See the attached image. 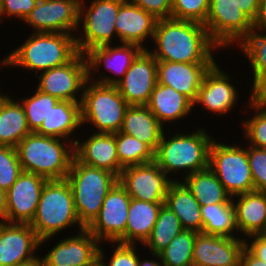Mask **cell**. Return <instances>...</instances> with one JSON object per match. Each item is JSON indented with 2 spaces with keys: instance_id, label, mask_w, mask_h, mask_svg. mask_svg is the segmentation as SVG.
I'll return each mask as SVG.
<instances>
[{
  "instance_id": "obj_15",
  "label": "cell",
  "mask_w": 266,
  "mask_h": 266,
  "mask_svg": "<svg viewBox=\"0 0 266 266\" xmlns=\"http://www.w3.org/2000/svg\"><path fill=\"white\" fill-rule=\"evenodd\" d=\"M79 4L80 0H39L24 24L29 25L32 32L76 35L79 25Z\"/></svg>"
},
{
  "instance_id": "obj_43",
  "label": "cell",
  "mask_w": 266,
  "mask_h": 266,
  "mask_svg": "<svg viewBox=\"0 0 266 266\" xmlns=\"http://www.w3.org/2000/svg\"><path fill=\"white\" fill-rule=\"evenodd\" d=\"M248 159L254 191H266V149L248 146Z\"/></svg>"
},
{
  "instance_id": "obj_11",
  "label": "cell",
  "mask_w": 266,
  "mask_h": 266,
  "mask_svg": "<svg viewBox=\"0 0 266 266\" xmlns=\"http://www.w3.org/2000/svg\"><path fill=\"white\" fill-rule=\"evenodd\" d=\"M116 43L97 46L85 53L88 63V79L90 81L116 86L124 77L133 60L143 50L137 44L118 43L117 41ZM101 66L106 69L104 72H99L102 70ZM106 71L109 73L108 75ZM95 73H99V76L97 77ZM111 73L112 75L110 76Z\"/></svg>"
},
{
  "instance_id": "obj_7",
  "label": "cell",
  "mask_w": 266,
  "mask_h": 266,
  "mask_svg": "<svg viewBox=\"0 0 266 266\" xmlns=\"http://www.w3.org/2000/svg\"><path fill=\"white\" fill-rule=\"evenodd\" d=\"M80 104L82 126L92 125L94 133L119 132L130 106L116 86L95 83L89 79L85 83Z\"/></svg>"
},
{
  "instance_id": "obj_3",
  "label": "cell",
  "mask_w": 266,
  "mask_h": 266,
  "mask_svg": "<svg viewBox=\"0 0 266 266\" xmlns=\"http://www.w3.org/2000/svg\"><path fill=\"white\" fill-rule=\"evenodd\" d=\"M27 37L18 48L3 56L5 67H20L37 76L39 72L67 64L79 53L72 34L32 32Z\"/></svg>"
},
{
  "instance_id": "obj_23",
  "label": "cell",
  "mask_w": 266,
  "mask_h": 266,
  "mask_svg": "<svg viewBox=\"0 0 266 266\" xmlns=\"http://www.w3.org/2000/svg\"><path fill=\"white\" fill-rule=\"evenodd\" d=\"M157 20L152 14L143 10L131 0H124L115 20L117 41L119 43L137 44L147 49L143 43L152 42Z\"/></svg>"
},
{
  "instance_id": "obj_52",
  "label": "cell",
  "mask_w": 266,
  "mask_h": 266,
  "mask_svg": "<svg viewBox=\"0 0 266 266\" xmlns=\"http://www.w3.org/2000/svg\"><path fill=\"white\" fill-rule=\"evenodd\" d=\"M16 266H45V262L43 257L36 256L33 259L23 262L22 264H18Z\"/></svg>"
},
{
  "instance_id": "obj_29",
  "label": "cell",
  "mask_w": 266,
  "mask_h": 266,
  "mask_svg": "<svg viewBox=\"0 0 266 266\" xmlns=\"http://www.w3.org/2000/svg\"><path fill=\"white\" fill-rule=\"evenodd\" d=\"M179 218L184 230L202 233L201 205L182 181H172L165 203Z\"/></svg>"
},
{
  "instance_id": "obj_6",
  "label": "cell",
  "mask_w": 266,
  "mask_h": 266,
  "mask_svg": "<svg viewBox=\"0 0 266 266\" xmlns=\"http://www.w3.org/2000/svg\"><path fill=\"white\" fill-rule=\"evenodd\" d=\"M66 180L73 193L79 222L86 229L97 217L118 177L107 170L80 163L74 157Z\"/></svg>"
},
{
  "instance_id": "obj_41",
  "label": "cell",
  "mask_w": 266,
  "mask_h": 266,
  "mask_svg": "<svg viewBox=\"0 0 266 266\" xmlns=\"http://www.w3.org/2000/svg\"><path fill=\"white\" fill-rule=\"evenodd\" d=\"M22 172L16 148L0 146V188L7 191Z\"/></svg>"
},
{
  "instance_id": "obj_47",
  "label": "cell",
  "mask_w": 266,
  "mask_h": 266,
  "mask_svg": "<svg viewBox=\"0 0 266 266\" xmlns=\"http://www.w3.org/2000/svg\"><path fill=\"white\" fill-rule=\"evenodd\" d=\"M249 91L251 100L266 103V71L253 82Z\"/></svg>"
},
{
  "instance_id": "obj_4",
  "label": "cell",
  "mask_w": 266,
  "mask_h": 266,
  "mask_svg": "<svg viewBox=\"0 0 266 266\" xmlns=\"http://www.w3.org/2000/svg\"><path fill=\"white\" fill-rule=\"evenodd\" d=\"M15 148L23 171L47 180L67 178L74 158V144L71 141L32 132Z\"/></svg>"
},
{
  "instance_id": "obj_44",
  "label": "cell",
  "mask_w": 266,
  "mask_h": 266,
  "mask_svg": "<svg viewBox=\"0 0 266 266\" xmlns=\"http://www.w3.org/2000/svg\"><path fill=\"white\" fill-rule=\"evenodd\" d=\"M39 0H0L3 19H18L23 22L36 7Z\"/></svg>"
},
{
  "instance_id": "obj_42",
  "label": "cell",
  "mask_w": 266,
  "mask_h": 266,
  "mask_svg": "<svg viewBox=\"0 0 266 266\" xmlns=\"http://www.w3.org/2000/svg\"><path fill=\"white\" fill-rule=\"evenodd\" d=\"M110 244L113 245V253L107 260H105L107 255L104 252L106 249H103L101 243L98 249V258L103 266H138L140 253H138L136 245L118 242H110Z\"/></svg>"
},
{
  "instance_id": "obj_32",
  "label": "cell",
  "mask_w": 266,
  "mask_h": 266,
  "mask_svg": "<svg viewBox=\"0 0 266 266\" xmlns=\"http://www.w3.org/2000/svg\"><path fill=\"white\" fill-rule=\"evenodd\" d=\"M201 206L219 203H233L216 175L209 169L194 172L181 180Z\"/></svg>"
},
{
  "instance_id": "obj_37",
  "label": "cell",
  "mask_w": 266,
  "mask_h": 266,
  "mask_svg": "<svg viewBox=\"0 0 266 266\" xmlns=\"http://www.w3.org/2000/svg\"><path fill=\"white\" fill-rule=\"evenodd\" d=\"M239 50L249 61L252 83L266 71V29L254 28L239 44Z\"/></svg>"
},
{
  "instance_id": "obj_2",
  "label": "cell",
  "mask_w": 266,
  "mask_h": 266,
  "mask_svg": "<svg viewBox=\"0 0 266 266\" xmlns=\"http://www.w3.org/2000/svg\"><path fill=\"white\" fill-rule=\"evenodd\" d=\"M194 129L197 130L192 133H182L178 130L174 132L173 128L169 133L166 129L154 153V162L168 177L170 176L172 181H181L194 172L209 168V153L214 140L213 135L211 136V133L206 132L207 130L203 127ZM173 174H176V177L178 174L183 176L180 179H175L172 178Z\"/></svg>"
},
{
  "instance_id": "obj_46",
  "label": "cell",
  "mask_w": 266,
  "mask_h": 266,
  "mask_svg": "<svg viewBox=\"0 0 266 266\" xmlns=\"http://www.w3.org/2000/svg\"><path fill=\"white\" fill-rule=\"evenodd\" d=\"M250 239V240H248ZM245 246L259 259L266 263V233L249 236Z\"/></svg>"
},
{
  "instance_id": "obj_8",
  "label": "cell",
  "mask_w": 266,
  "mask_h": 266,
  "mask_svg": "<svg viewBox=\"0 0 266 266\" xmlns=\"http://www.w3.org/2000/svg\"><path fill=\"white\" fill-rule=\"evenodd\" d=\"M213 140L209 153V169L233 197L254 191L248 159V146Z\"/></svg>"
},
{
  "instance_id": "obj_38",
  "label": "cell",
  "mask_w": 266,
  "mask_h": 266,
  "mask_svg": "<svg viewBox=\"0 0 266 266\" xmlns=\"http://www.w3.org/2000/svg\"><path fill=\"white\" fill-rule=\"evenodd\" d=\"M247 105H243V109H249L250 111H255L253 116L241 120L243 138L248 140V146H253L256 148L266 149V103L256 102L250 99V93ZM252 109V110H251ZM251 117V118H250Z\"/></svg>"
},
{
  "instance_id": "obj_36",
  "label": "cell",
  "mask_w": 266,
  "mask_h": 266,
  "mask_svg": "<svg viewBox=\"0 0 266 266\" xmlns=\"http://www.w3.org/2000/svg\"><path fill=\"white\" fill-rule=\"evenodd\" d=\"M115 142L120 165L125 168L154 161V152L139 139L122 133H115Z\"/></svg>"
},
{
  "instance_id": "obj_5",
  "label": "cell",
  "mask_w": 266,
  "mask_h": 266,
  "mask_svg": "<svg viewBox=\"0 0 266 266\" xmlns=\"http://www.w3.org/2000/svg\"><path fill=\"white\" fill-rule=\"evenodd\" d=\"M29 224L40 239V246L70 227H78L77 231L85 229L79 222L73 193L66 179L45 183L35 216Z\"/></svg>"
},
{
  "instance_id": "obj_34",
  "label": "cell",
  "mask_w": 266,
  "mask_h": 266,
  "mask_svg": "<svg viewBox=\"0 0 266 266\" xmlns=\"http://www.w3.org/2000/svg\"><path fill=\"white\" fill-rule=\"evenodd\" d=\"M183 230L179 218L163 204L151 234L142 246L153 254H159Z\"/></svg>"
},
{
  "instance_id": "obj_21",
  "label": "cell",
  "mask_w": 266,
  "mask_h": 266,
  "mask_svg": "<svg viewBox=\"0 0 266 266\" xmlns=\"http://www.w3.org/2000/svg\"><path fill=\"white\" fill-rule=\"evenodd\" d=\"M76 234L58 240L44 254L45 266H89L98 258L100 242L87 229Z\"/></svg>"
},
{
  "instance_id": "obj_30",
  "label": "cell",
  "mask_w": 266,
  "mask_h": 266,
  "mask_svg": "<svg viewBox=\"0 0 266 266\" xmlns=\"http://www.w3.org/2000/svg\"><path fill=\"white\" fill-rule=\"evenodd\" d=\"M164 203L146 202L131 198L125 230V244L139 246V244L143 245L145 243Z\"/></svg>"
},
{
  "instance_id": "obj_19",
  "label": "cell",
  "mask_w": 266,
  "mask_h": 266,
  "mask_svg": "<svg viewBox=\"0 0 266 266\" xmlns=\"http://www.w3.org/2000/svg\"><path fill=\"white\" fill-rule=\"evenodd\" d=\"M40 248V239L30 224L0 220V266L29 261L38 256Z\"/></svg>"
},
{
  "instance_id": "obj_49",
  "label": "cell",
  "mask_w": 266,
  "mask_h": 266,
  "mask_svg": "<svg viewBox=\"0 0 266 266\" xmlns=\"http://www.w3.org/2000/svg\"><path fill=\"white\" fill-rule=\"evenodd\" d=\"M240 266H266V263L263 260L256 257L245 246L241 254Z\"/></svg>"
},
{
  "instance_id": "obj_20",
  "label": "cell",
  "mask_w": 266,
  "mask_h": 266,
  "mask_svg": "<svg viewBox=\"0 0 266 266\" xmlns=\"http://www.w3.org/2000/svg\"><path fill=\"white\" fill-rule=\"evenodd\" d=\"M245 239L198 233L193 247V266H240Z\"/></svg>"
},
{
  "instance_id": "obj_14",
  "label": "cell",
  "mask_w": 266,
  "mask_h": 266,
  "mask_svg": "<svg viewBox=\"0 0 266 266\" xmlns=\"http://www.w3.org/2000/svg\"><path fill=\"white\" fill-rule=\"evenodd\" d=\"M118 182L133 199L165 202L172 180L153 161L123 168L118 176Z\"/></svg>"
},
{
  "instance_id": "obj_51",
  "label": "cell",
  "mask_w": 266,
  "mask_h": 266,
  "mask_svg": "<svg viewBox=\"0 0 266 266\" xmlns=\"http://www.w3.org/2000/svg\"><path fill=\"white\" fill-rule=\"evenodd\" d=\"M152 258L148 259H141L140 255H139V262H138V266H164L162 264V261L160 260V257L158 254H153L151 253Z\"/></svg>"
},
{
  "instance_id": "obj_56",
  "label": "cell",
  "mask_w": 266,
  "mask_h": 266,
  "mask_svg": "<svg viewBox=\"0 0 266 266\" xmlns=\"http://www.w3.org/2000/svg\"><path fill=\"white\" fill-rule=\"evenodd\" d=\"M4 19H3V16H2V13H1V5H0V22H2Z\"/></svg>"
},
{
  "instance_id": "obj_45",
  "label": "cell",
  "mask_w": 266,
  "mask_h": 266,
  "mask_svg": "<svg viewBox=\"0 0 266 266\" xmlns=\"http://www.w3.org/2000/svg\"><path fill=\"white\" fill-rule=\"evenodd\" d=\"M156 19L171 18L172 0H131Z\"/></svg>"
},
{
  "instance_id": "obj_31",
  "label": "cell",
  "mask_w": 266,
  "mask_h": 266,
  "mask_svg": "<svg viewBox=\"0 0 266 266\" xmlns=\"http://www.w3.org/2000/svg\"><path fill=\"white\" fill-rule=\"evenodd\" d=\"M18 99L8 96L0 106V146L16 147L28 134L25 111Z\"/></svg>"
},
{
  "instance_id": "obj_12",
  "label": "cell",
  "mask_w": 266,
  "mask_h": 266,
  "mask_svg": "<svg viewBox=\"0 0 266 266\" xmlns=\"http://www.w3.org/2000/svg\"><path fill=\"white\" fill-rule=\"evenodd\" d=\"M37 77L39 82L36 89L40 92L60 101L81 103L83 89L88 80L86 56L78 53L67 64L38 73Z\"/></svg>"
},
{
  "instance_id": "obj_10",
  "label": "cell",
  "mask_w": 266,
  "mask_h": 266,
  "mask_svg": "<svg viewBox=\"0 0 266 266\" xmlns=\"http://www.w3.org/2000/svg\"><path fill=\"white\" fill-rule=\"evenodd\" d=\"M209 38L219 48L237 45L254 29V22L233 0H210L204 24Z\"/></svg>"
},
{
  "instance_id": "obj_27",
  "label": "cell",
  "mask_w": 266,
  "mask_h": 266,
  "mask_svg": "<svg viewBox=\"0 0 266 266\" xmlns=\"http://www.w3.org/2000/svg\"><path fill=\"white\" fill-rule=\"evenodd\" d=\"M81 128V104L72 101H59L51 108L47 118L43 120L35 133L62 138L75 144L77 140V138L74 139L76 130Z\"/></svg>"
},
{
  "instance_id": "obj_50",
  "label": "cell",
  "mask_w": 266,
  "mask_h": 266,
  "mask_svg": "<svg viewBox=\"0 0 266 266\" xmlns=\"http://www.w3.org/2000/svg\"><path fill=\"white\" fill-rule=\"evenodd\" d=\"M254 28L266 29V0H260L259 13L254 22Z\"/></svg>"
},
{
  "instance_id": "obj_24",
  "label": "cell",
  "mask_w": 266,
  "mask_h": 266,
  "mask_svg": "<svg viewBox=\"0 0 266 266\" xmlns=\"http://www.w3.org/2000/svg\"><path fill=\"white\" fill-rule=\"evenodd\" d=\"M213 64L157 61V83L172 87L194 102L203 76Z\"/></svg>"
},
{
  "instance_id": "obj_13",
  "label": "cell",
  "mask_w": 266,
  "mask_h": 266,
  "mask_svg": "<svg viewBox=\"0 0 266 266\" xmlns=\"http://www.w3.org/2000/svg\"><path fill=\"white\" fill-rule=\"evenodd\" d=\"M130 202L131 197L117 182L105 197L97 217L86 229L102 245L107 242L125 244Z\"/></svg>"
},
{
  "instance_id": "obj_53",
  "label": "cell",
  "mask_w": 266,
  "mask_h": 266,
  "mask_svg": "<svg viewBox=\"0 0 266 266\" xmlns=\"http://www.w3.org/2000/svg\"><path fill=\"white\" fill-rule=\"evenodd\" d=\"M6 206V191L0 188V220L3 219Z\"/></svg>"
},
{
  "instance_id": "obj_35",
  "label": "cell",
  "mask_w": 266,
  "mask_h": 266,
  "mask_svg": "<svg viewBox=\"0 0 266 266\" xmlns=\"http://www.w3.org/2000/svg\"><path fill=\"white\" fill-rule=\"evenodd\" d=\"M198 233L183 230L158 255L164 266H193V247Z\"/></svg>"
},
{
  "instance_id": "obj_1",
  "label": "cell",
  "mask_w": 266,
  "mask_h": 266,
  "mask_svg": "<svg viewBox=\"0 0 266 266\" xmlns=\"http://www.w3.org/2000/svg\"><path fill=\"white\" fill-rule=\"evenodd\" d=\"M152 42L153 49L147 50L157 61L215 63L219 49L204 24L174 18L157 20Z\"/></svg>"
},
{
  "instance_id": "obj_28",
  "label": "cell",
  "mask_w": 266,
  "mask_h": 266,
  "mask_svg": "<svg viewBox=\"0 0 266 266\" xmlns=\"http://www.w3.org/2000/svg\"><path fill=\"white\" fill-rule=\"evenodd\" d=\"M164 128L146 105H130L125 112L120 132L139 139L155 153L166 131Z\"/></svg>"
},
{
  "instance_id": "obj_55",
  "label": "cell",
  "mask_w": 266,
  "mask_h": 266,
  "mask_svg": "<svg viewBox=\"0 0 266 266\" xmlns=\"http://www.w3.org/2000/svg\"><path fill=\"white\" fill-rule=\"evenodd\" d=\"M89 266H103L102 262L99 258H97L93 263H91Z\"/></svg>"
},
{
  "instance_id": "obj_25",
  "label": "cell",
  "mask_w": 266,
  "mask_h": 266,
  "mask_svg": "<svg viewBox=\"0 0 266 266\" xmlns=\"http://www.w3.org/2000/svg\"><path fill=\"white\" fill-rule=\"evenodd\" d=\"M236 196H233L232 200L239 238L246 239L252 235L266 233V191H252Z\"/></svg>"
},
{
  "instance_id": "obj_17",
  "label": "cell",
  "mask_w": 266,
  "mask_h": 266,
  "mask_svg": "<svg viewBox=\"0 0 266 266\" xmlns=\"http://www.w3.org/2000/svg\"><path fill=\"white\" fill-rule=\"evenodd\" d=\"M234 77L220 68L218 63H214L204 74L197 98L193 102V107L202 105L204 110L217 115L225 116L235 109L240 97L238 87L232 83Z\"/></svg>"
},
{
  "instance_id": "obj_16",
  "label": "cell",
  "mask_w": 266,
  "mask_h": 266,
  "mask_svg": "<svg viewBox=\"0 0 266 266\" xmlns=\"http://www.w3.org/2000/svg\"><path fill=\"white\" fill-rule=\"evenodd\" d=\"M48 180L23 171L6 191V206L2 221L29 224L36 213L41 191Z\"/></svg>"
},
{
  "instance_id": "obj_22",
  "label": "cell",
  "mask_w": 266,
  "mask_h": 266,
  "mask_svg": "<svg viewBox=\"0 0 266 266\" xmlns=\"http://www.w3.org/2000/svg\"><path fill=\"white\" fill-rule=\"evenodd\" d=\"M77 139L74 144V157L85 165L97 167L120 175V165L115 133H93L84 141Z\"/></svg>"
},
{
  "instance_id": "obj_18",
  "label": "cell",
  "mask_w": 266,
  "mask_h": 266,
  "mask_svg": "<svg viewBox=\"0 0 266 266\" xmlns=\"http://www.w3.org/2000/svg\"><path fill=\"white\" fill-rule=\"evenodd\" d=\"M157 84V60L143 49L116 85L129 105H147Z\"/></svg>"
},
{
  "instance_id": "obj_26",
  "label": "cell",
  "mask_w": 266,
  "mask_h": 266,
  "mask_svg": "<svg viewBox=\"0 0 266 266\" xmlns=\"http://www.w3.org/2000/svg\"><path fill=\"white\" fill-rule=\"evenodd\" d=\"M146 106L164 127L169 126L172 122L177 123L176 121H178L179 123V120L185 119L186 116L190 117L192 111H195L193 102L189 98L172 87L159 83L155 85Z\"/></svg>"
},
{
  "instance_id": "obj_9",
  "label": "cell",
  "mask_w": 266,
  "mask_h": 266,
  "mask_svg": "<svg viewBox=\"0 0 266 266\" xmlns=\"http://www.w3.org/2000/svg\"><path fill=\"white\" fill-rule=\"evenodd\" d=\"M124 0H80L78 33L75 35L79 53L91 48L113 44L117 38L115 20ZM88 6V7H87ZM114 39V40H113Z\"/></svg>"
},
{
  "instance_id": "obj_33",
  "label": "cell",
  "mask_w": 266,
  "mask_h": 266,
  "mask_svg": "<svg viewBox=\"0 0 266 266\" xmlns=\"http://www.w3.org/2000/svg\"><path fill=\"white\" fill-rule=\"evenodd\" d=\"M202 233L238 238L236 211L233 203H219L201 206ZM237 234V235H236Z\"/></svg>"
},
{
  "instance_id": "obj_40",
  "label": "cell",
  "mask_w": 266,
  "mask_h": 266,
  "mask_svg": "<svg viewBox=\"0 0 266 266\" xmlns=\"http://www.w3.org/2000/svg\"><path fill=\"white\" fill-rule=\"evenodd\" d=\"M210 0H172L171 18L205 24Z\"/></svg>"
},
{
  "instance_id": "obj_39",
  "label": "cell",
  "mask_w": 266,
  "mask_h": 266,
  "mask_svg": "<svg viewBox=\"0 0 266 266\" xmlns=\"http://www.w3.org/2000/svg\"><path fill=\"white\" fill-rule=\"evenodd\" d=\"M19 100L25 111L27 123L31 132H36L40 128L51 108L60 101L56 97L42 93L37 89L33 91V95L21 99L19 98Z\"/></svg>"
},
{
  "instance_id": "obj_48",
  "label": "cell",
  "mask_w": 266,
  "mask_h": 266,
  "mask_svg": "<svg viewBox=\"0 0 266 266\" xmlns=\"http://www.w3.org/2000/svg\"><path fill=\"white\" fill-rule=\"evenodd\" d=\"M234 3L244 12L253 22H255L260 7V0H233Z\"/></svg>"
},
{
  "instance_id": "obj_54",
  "label": "cell",
  "mask_w": 266,
  "mask_h": 266,
  "mask_svg": "<svg viewBox=\"0 0 266 266\" xmlns=\"http://www.w3.org/2000/svg\"><path fill=\"white\" fill-rule=\"evenodd\" d=\"M4 62L0 60V68H3ZM2 92V93H1ZM4 94V95H3ZM10 94L3 93V91L0 90V106L3 104V102L8 98Z\"/></svg>"
}]
</instances>
